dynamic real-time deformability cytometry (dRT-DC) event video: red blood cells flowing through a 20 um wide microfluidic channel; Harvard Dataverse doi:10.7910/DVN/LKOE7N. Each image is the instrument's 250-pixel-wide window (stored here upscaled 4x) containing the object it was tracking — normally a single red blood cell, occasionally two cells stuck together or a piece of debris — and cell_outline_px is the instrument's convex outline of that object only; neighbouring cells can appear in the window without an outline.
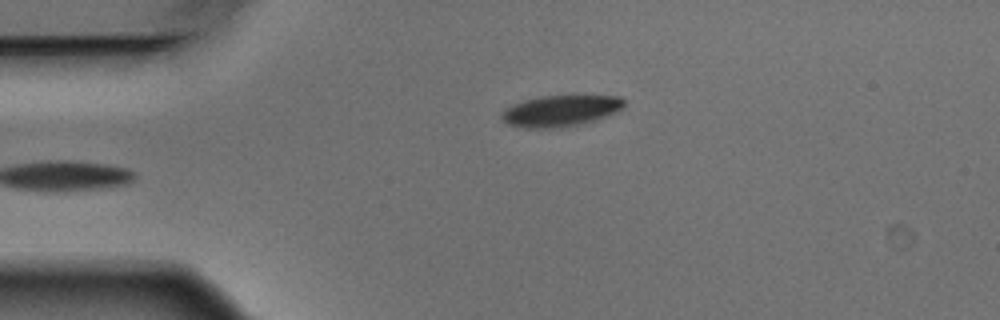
{"species": "Egyptian fruit bat (a non-hibernating species)", "species_latin": "Rousettus aegyptiacus", "temperature_condition": "warm", "stored_images_in_passage": 5, "camera_frame_rate_fps": 3000, "um_per_image_px": 0.085, "animal": {"sex": "male"}, "frame": {"image": 1, "passage_image": 5, "time_ms": 1.333, "image_size_px": [1000, 320], "cell_outline_px": [[624, 108], [608, 116], [580, 124], [560, 128], [524, 128], [508, 124], [500, 116], [500, 112], [512, 104], [524, 100], [540, 96], [620, 96], [624, 100]], "centroid_in_image_um": [47.64, 9.42], "position_along_channel_um": 37.4, "area_um2": 22.37}}